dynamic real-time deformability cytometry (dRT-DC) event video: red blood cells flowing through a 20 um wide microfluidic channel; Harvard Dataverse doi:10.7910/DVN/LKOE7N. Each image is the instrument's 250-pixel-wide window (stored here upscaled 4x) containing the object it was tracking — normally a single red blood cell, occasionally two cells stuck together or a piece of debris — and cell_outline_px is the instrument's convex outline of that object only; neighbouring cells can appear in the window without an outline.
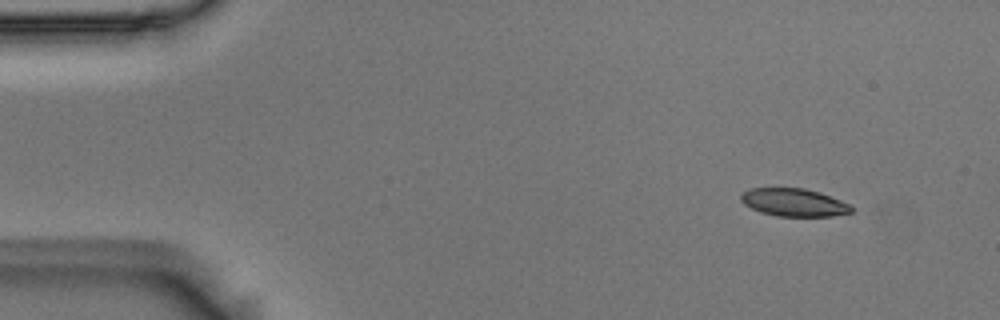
{"species": "Egyptian fruit bat (a non-hibernating species)", "species_latin": "Rousettus aegyptiacus", "temperature_condition": "room temperature", "stored_images_in_passage": 4, "camera_frame_rate_fps": 3000, "um_per_image_px": 0.085, "animal": {"sex": "male"}, "frame": {"image": 1, "passage_image": 1, "time_ms": 0.0, "image_size_px": [1000, 320], "cell_outline_px": [[852, 212], [832, 216], [776, 216], [760, 212], [744, 204], [740, 200], [740, 196], [748, 188], [804, 188], [820, 192], [852, 204]], "centroid_in_image_um": [67.49, 17.2], "position_along_channel_um": 17.5, "area_um2": 18.03}}
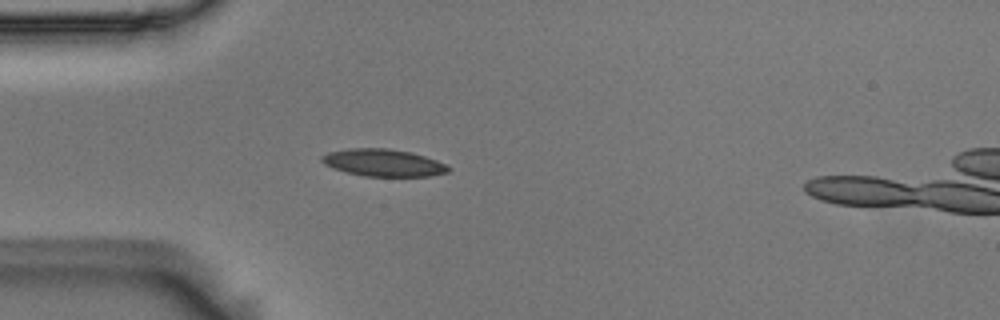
{"frame": {"image": 2, "passage_image": 4, "time_ms": 1.0, "image_size_px": [1000, 320], "cell_outline_px": [[452, 168], [448, 172], [428, 176], [364, 176], [332, 168], [324, 164], [320, 160], [320, 156], [328, 152], [348, 148], [388, 148], [412, 152], [448, 164]], "centroid_in_image_um": [32.58, 13.82], "position_along_channel_um": 52.4, "area_um2": 20.23}}